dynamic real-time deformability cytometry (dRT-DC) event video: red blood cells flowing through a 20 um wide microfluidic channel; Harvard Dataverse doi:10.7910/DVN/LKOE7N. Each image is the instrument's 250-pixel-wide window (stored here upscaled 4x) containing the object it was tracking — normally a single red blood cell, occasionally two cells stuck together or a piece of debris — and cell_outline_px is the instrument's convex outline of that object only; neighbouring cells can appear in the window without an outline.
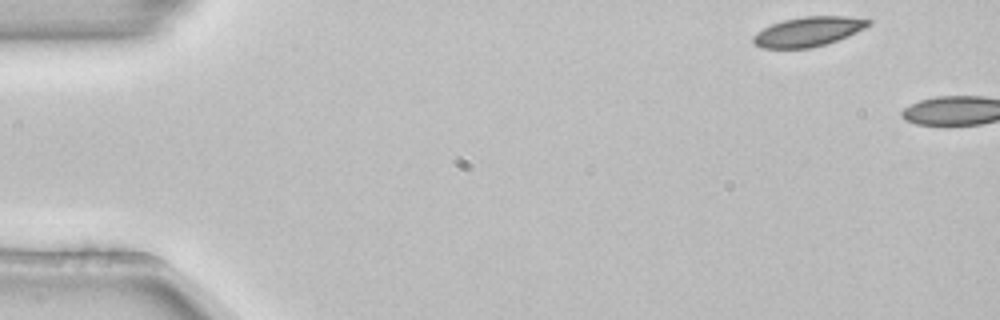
{"species": "common noctule bat (a hibernating species)", "species_latin": "Nyctalus noctula", "temperature_condition": "room temperature", "stored_images_in_passage": 2, "camera_frame_rate_fps": 3000, "um_per_image_px": 0.085, "animal": {"sex": "female", "body_mass_g": 22.7, "forearm_length_mm": 54.2}, "frame": {"image": 1, "passage_image": 1, "time_ms": 0.0, "image_size_px": [1000, 320], "cell_outline_px": [[872, 24], [848, 36], [828, 44], [812, 48], [760, 48], [752, 40], [752, 36], [756, 32], [772, 24], [784, 20], [804, 16], [844, 16], [872, 20]], "centroid_in_image_um": [68.71, 2.69], "position_along_channel_um": 16.3, "area_um2": 19.88}}